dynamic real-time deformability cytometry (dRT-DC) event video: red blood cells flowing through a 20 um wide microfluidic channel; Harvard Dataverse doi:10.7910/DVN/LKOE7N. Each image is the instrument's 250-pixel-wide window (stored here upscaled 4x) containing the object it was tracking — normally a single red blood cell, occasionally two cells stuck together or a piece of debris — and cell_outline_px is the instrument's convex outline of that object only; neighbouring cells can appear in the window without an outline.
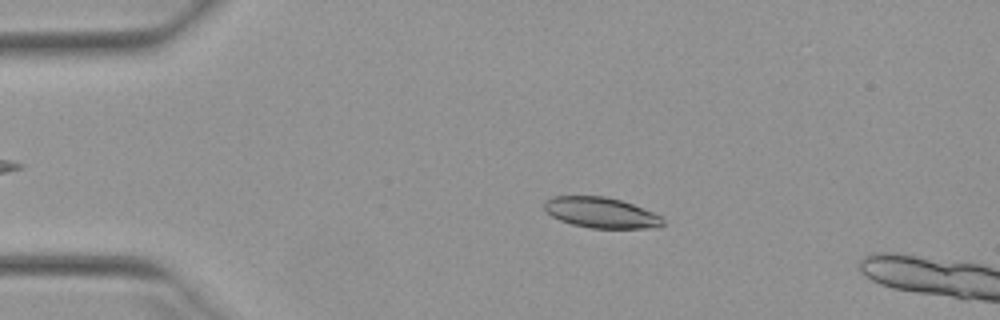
{"species": "Egyptian fruit bat (a non-hibernating species)", "species_latin": "Rousettus aegyptiacus", "temperature_condition": "warm", "stored_images_in_passage": 14, "camera_frame_rate_fps": 3000, "um_per_image_px": 0.085, "animal": {"sex": "female"}, "frame": {"image": 1, "passage_image": 10, "time_ms": 3.0, "image_size_px": [1000, 320], "cell_outline_px": [[664, 224], [660, 228], [592, 228], [572, 224], [560, 220], [552, 216], [544, 208], [544, 200], [552, 196], [604, 196], [620, 200], [632, 204], [652, 212], [660, 216], [664, 220]], "centroid_in_image_um": [51.09, 18.08], "position_along_channel_um": 33.9, "area_um2": 21.1}}